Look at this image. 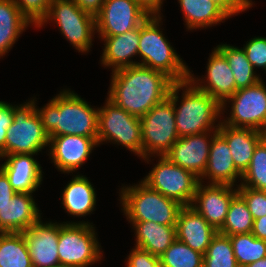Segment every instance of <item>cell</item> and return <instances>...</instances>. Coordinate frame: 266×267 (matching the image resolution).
I'll use <instances>...</instances> for the list:
<instances>
[{"label": "cell", "mask_w": 266, "mask_h": 267, "mask_svg": "<svg viewBox=\"0 0 266 267\" xmlns=\"http://www.w3.org/2000/svg\"><path fill=\"white\" fill-rule=\"evenodd\" d=\"M33 193H17L0 205V232H23L41 217Z\"/></svg>", "instance_id": "603a6c76"}, {"label": "cell", "mask_w": 266, "mask_h": 267, "mask_svg": "<svg viewBox=\"0 0 266 267\" xmlns=\"http://www.w3.org/2000/svg\"><path fill=\"white\" fill-rule=\"evenodd\" d=\"M104 41L101 65L106 69L111 68L112 72L138 65L133 57L138 56L140 26L116 36H98Z\"/></svg>", "instance_id": "44dd1931"}, {"label": "cell", "mask_w": 266, "mask_h": 267, "mask_svg": "<svg viewBox=\"0 0 266 267\" xmlns=\"http://www.w3.org/2000/svg\"><path fill=\"white\" fill-rule=\"evenodd\" d=\"M203 267H239L229 236L217 232L204 254Z\"/></svg>", "instance_id": "d6a6232c"}, {"label": "cell", "mask_w": 266, "mask_h": 267, "mask_svg": "<svg viewBox=\"0 0 266 267\" xmlns=\"http://www.w3.org/2000/svg\"><path fill=\"white\" fill-rule=\"evenodd\" d=\"M252 234L266 241V216H262L254 220Z\"/></svg>", "instance_id": "f6af8a7d"}, {"label": "cell", "mask_w": 266, "mask_h": 267, "mask_svg": "<svg viewBox=\"0 0 266 267\" xmlns=\"http://www.w3.org/2000/svg\"><path fill=\"white\" fill-rule=\"evenodd\" d=\"M209 55L206 75L201 79L189 71V80L222 106L236 92V82L225 56L216 47Z\"/></svg>", "instance_id": "e0dca14e"}, {"label": "cell", "mask_w": 266, "mask_h": 267, "mask_svg": "<svg viewBox=\"0 0 266 267\" xmlns=\"http://www.w3.org/2000/svg\"><path fill=\"white\" fill-rule=\"evenodd\" d=\"M87 178L77 173L64 187L61 204L68 215L84 217L95 211L96 188Z\"/></svg>", "instance_id": "d4e9b609"}, {"label": "cell", "mask_w": 266, "mask_h": 267, "mask_svg": "<svg viewBox=\"0 0 266 267\" xmlns=\"http://www.w3.org/2000/svg\"><path fill=\"white\" fill-rule=\"evenodd\" d=\"M136 236L135 247L160 257L176 240V225H162L151 221H128Z\"/></svg>", "instance_id": "484cf974"}, {"label": "cell", "mask_w": 266, "mask_h": 267, "mask_svg": "<svg viewBox=\"0 0 266 267\" xmlns=\"http://www.w3.org/2000/svg\"><path fill=\"white\" fill-rule=\"evenodd\" d=\"M33 267H52L60 264L58 256L59 223H46L40 218L22 232Z\"/></svg>", "instance_id": "ac0fdd59"}, {"label": "cell", "mask_w": 266, "mask_h": 267, "mask_svg": "<svg viewBox=\"0 0 266 267\" xmlns=\"http://www.w3.org/2000/svg\"><path fill=\"white\" fill-rule=\"evenodd\" d=\"M53 0H13L21 14L35 28L42 22Z\"/></svg>", "instance_id": "d590c367"}, {"label": "cell", "mask_w": 266, "mask_h": 267, "mask_svg": "<svg viewBox=\"0 0 266 267\" xmlns=\"http://www.w3.org/2000/svg\"><path fill=\"white\" fill-rule=\"evenodd\" d=\"M204 255L176 239L160 256L161 267H203Z\"/></svg>", "instance_id": "836d02e7"}, {"label": "cell", "mask_w": 266, "mask_h": 267, "mask_svg": "<svg viewBox=\"0 0 266 267\" xmlns=\"http://www.w3.org/2000/svg\"><path fill=\"white\" fill-rule=\"evenodd\" d=\"M29 25L32 26L13 0H0V59L9 53Z\"/></svg>", "instance_id": "83f0119b"}, {"label": "cell", "mask_w": 266, "mask_h": 267, "mask_svg": "<svg viewBox=\"0 0 266 267\" xmlns=\"http://www.w3.org/2000/svg\"><path fill=\"white\" fill-rule=\"evenodd\" d=\"M49 21L56 23L62 36L78 52H90L96 34L93 15L82 11L73 0H53L48 14L36 28H42Z\"/></svg>", "instance_id": "9c48e42d"}, {"label": "cell", "mask_w": 266, "mask_h": 267, "mask_svg": "<svg viewBox=\"0 0 266 267\" xmlns=\"http://www.w3.org/2000/svg\"><path fill=\"white\" fill-rule=\"evenodd\" d=\"M157 164L141 181L150 189L158 191L164 196L179 202L183 206H190L199 178L192 172L170 162L165 156H158Z\"/></svg>", "instance_id": "7c38bea8"}, {"label": "cell", "mask_w": 266, "mask_h": 267, "mask_svg": "<svg viewBox=\"0 0 266 267\" xmlns=\"http://www.w3.org/2000/svg\"><path fill=\"white\" fill-rule=\"evenodd\" d=\"M218 133L230 148L235 167L243 174L249 167L256 146L264 139L265 133L250 128H238L220 123Z\"/></svg>", "instance_id": "cb8c5ba5"}, {"label": "cell", "mask_w": 266, "mask_h": 267, "mask_svg": "<svg viewBox=\"0 0 266 267\" xmlns=\"http://www.w3.org/2000/svg\"><path fill=\"white\" fill-rule=\"evenodd\" d=\"M82 11H85L94 17L102 9L105 0H73Z\"/></svg>", "instance_id": "7bdbcfd3"}, {"label": "cell", "mask_w": 266, "mask_h": 267, "mask_svg": "<svg viewBox=\"0 0 266 267\" xmlns=\"http://www.w3.org/2000/svg\"><path fill=\"white\" fill-rule=\"evenodd\" d=\"M48 155L55 168L61 173H72L84 165L94 148L97 138L80 135H60L49 137Z\"/></svg>", "instance_id": "5bb4252c"}, {"label": "cell", "mask_w": 266, "mask_h": 267, "mask_svg": "<svg viewBox=\"0 0 266 267\" xmlns=\"http://www.w3.org/2000/svg\"><path fill=\"white\" fill-rule=\"evenodd\" d=\"M243 46L246 57L255 71L257 68H262V70L266 71V37L255 36Z\"/></svg>", "instance_id": "74e56055"}, {"label": "cell", "mask_w": 266, "mask_h": 267, "mask_svg": "<svg viewBox=\"0 0 266 267\" xmlns=\"http://www.w3.org/2000/svg\"><path fill=\"white\" fill-rule=\"evenodd\" d=\"M119 190L121 210L127 221H151L162 225H176L183 205L145 183L124 185Z\"/></svg>", "instance_id": "5b68a950"}, {"label": "cell", "mask_w": 266, "mask_h": 267, "mask_svg": "<svg viewBox=\"0 0 266 267\" xmlns=\"http://www.w3.org/2000/svg\"><path fill=\"white\" fill-rule=\"evenodd\" d=\"M253 223L246 202L237 194L232 199L223 226L218 232L227 236L252 233Z\"/></svg>", "instance_id": "4dcf8cb0"}, {"label": "cell", "mask_w": 266, "mask_h": 267, "mask_svg": "<svg viewBox=\"0 0 266 267\" xmlns=\"http://www.w3.org/2000/svg\"><path fill=\"white\" fill-rule=\"evenodd\" d=\"M176 239L205 254L217 230L191 206H183L177 217Z\"/></svg>", "instance_id": "7402d4cb"}, {"label": "cell", "mask_w": 266, "mask_h": 267, "mask_svg": "<svg viewBox=\"0 0 266 267\" xmlns=\"http://www.w3.org/2000/svg\"><path fill=\"white\" fill-rule=\"evenodd\" d=\"M150 15H162L161 8L164 0H135Z\"/></svg>", "instance_id": "ee69618b"}, {"label": "cell", "mask_w": 266, "mask_h": 267, "mask_svg": "<svg viewBox=\"0 0 266 267\" xmlns=\"http://www.w3.org/2000/svg\"><path fill=\"white\" fill-rule=\"evenodd\" d=\"M242 173L235 167L226 140L217 132L212 139L207 166L199 182L227 184L238 187ZM238 180V182H237ZM240 180V181H239Z\"/></svg>", "instance_id": "ffe728a7"}, {"label": "cell", "mask_w": 266, "mask_h": 267, "mask_svg": "<svg viewBox=\"0 0 266 267\" xmlns=\"http://www.w3.org/2000/svg\"><path fill=\"white\" fill-rule=\"evenodd\" d=\"M37 154H10L0 157L1 170L17 193H34L43 181L42 167L34 158Z\"/></svg>", "instance_id": "d6986e66"}, {"label": "cell", "mask_w": 266, "mask_h": 267, "mask_svg": "<svg viewBox=\"0 0 266 267\" xmlns=\"http://www.w3.org/2000/svg\"><path fill=\"white\" fill-rule=\"evenodd\" d=\"M150 14L135 0H105L95 16L98 36H116L139 27Z\"/></svg>", "instance_id": "4fadbf2b"}, {"label": "cell", "mask_w": 266, "mask_h": 267, "mask_svg": "<svg viewBox=\"0 0 266 267\" xmlns=\"http://www.w3.org/2000/svg\"><path fill=\"white\" fill-rule=\"evenodd\" d=\"M245 267H266V257H264L263 259H260L256 262H253Z\"/></svg>", "instance_id": "bcb514c9"}, {"label": "cell", "mask_w": 266, "mask_h": 267, "mask_svg": "<svg viewBox=\"0 0 266 267\" xmlns=\"http://www.w3.org/2000/svg\"><path fill=\"white\" fill-rule=\"evenodd\" d=\"M163 15H150L140 25L138 65L165 73L174 82L189 79L190 68L166 39L160 28Z\"/></svg>", "instance_id": "277c9868"}, {"label": "cell", "mask_w": 266, "mask_h": 267, "mask_svg": "<svg viewBox=\"0 0 266 267\" xmlns=\"http://www.w3.org/2000/svg\"><path fill=\"white\" fill-rule=\"evenodd\" d=\"M178 3L188 31L207 29L231 18L212 0H178Z\"/></svg>", "instance_id": "4316f807"}, {"label": "cell", "mask_w": 266, "mask_h": 267, "mask_svg": "<svg viewBox=\"0 0 266 267\" xmlns=\"http://www.w3.org/2000/svg\"><path fill=\"white\" fill-rule=\"evenodd\" d=\"M126 259V267H161L160 257L135 246Z\"/></svg>", "instance_id": "f35d334b"}, {"label": "cell", "mask_w": 266, "mask_h": 267, "mask_svg": "<svg viewBox=\"0 0 266 267\" xmlns=\"http://www.w3.org/2000/svg\"><path fill=\"white\" fill-rule=\"evenodd\" d=\"M216 48L225 56L236 82V91L257 84L262 77L249 62L243 48L230 44H219Z\"/></svg>", "instance_id": "f1b7e54d"}, {"label": "cell", "mask_w": 266, "mask_h": 267, "mask_svg": "<svg viewBox=\"0 0 266 267\" xmlns=\"http://www.w3.org/2000/svg\"><path fill=\"white\" fill-rule=\"evenodd\" d=\"M36 97L14 104V118L7 129L5 155L39 154L49 146V135L36 112ZM39 152V153H38Z\"/></svg>", "instance_id": "52a82bcc"}, {"label": "cell", "mask_w": 266, "mask_h": 267, "mask_svg": "<svg viewBox=\"0 0 266 267\" xmlns=\"http://www.w3.org/2000/svg\"><path fill=\"white\" fill-rule=\"evenodd\" d=\"M0 267H33L22 232H0Z\"/></svg>", "instance_id": "f546056e"}, {"label": "cell", "mask_w": 266, "mask_h": 267, "mask_svg": "<svg viewBox=\"0 0 266 267\" xmlns=\"http://www.w3.org/2000/svg\"><path fill=\"white\" fill-rule=\"evenodd\" d=\"M45 131L51 136L80 135L98 137L99 107L91 105L71 89H63L46 105L38 108Z\"/></svg>", "instance_id": "7a4b0ae2"}, {"label": "cell", "mask_w": 266, "mask_h": 267, "mask_svg": "<svg viewBox=\"0 0 266 267\" xmlns=\"http://www.w3.org/2000/svg\"><path fill=\"white\" fill-rule=\"evenodd\" d=\"M181 90L182 99L179 96ZM168 98L173 103L179 137L218 131L222 120V106L207 92L198 89L189 79L174 82Z\"/></svg>", "instance_id": "3957f363"}, {"label": "cell", "mask_w": 266, "mask_h": 267, "mask_svg": "<svg viewBox=\"0 0 266 267\" xmlns=\"http://www.w3.org/2000/svg\"><path fill=\"white\" fill-rule=\"evenodd\" d=\"M105 101L98 112V144L122 145L143 159L140 118L129 114L108 97Z\"/></svg>", "instance_id": "ba28073f"}, {"label": "cell", "mask_w": 266, "mask_h": 267, "mask_svg": "<svg viewBox=\"0 0 266 267\" xmlns=\"http://www.w3.org/2000/svg\"><path fill=\"white\" fill-rule=\"evenodd\" d=\"M15 194L16 191L9 183L8 177L0 170V205L10 202Z\"/></svg>", "instance_id": "b9f144b4"}, {"label": "cell", "mask_w": 266, "mask_h": 267, "mask_svg": "<svg viewBox=\"0 0 266 267\" xmlns=\"http://www.w3.org/2000/svg\"><path fill=\"white\" fill-rule=\"evenodd\" d=\"M143 159L149 164L151 157L164 156L179 139L172 101L167 97L140 117Z\"/></svg>", "instance_id": "30bf717a"}, {"label": "cell", "mask_w": 266, "mask_h": 267, "mask_svg": "<svg viewBox=\"0 0 266 267\" xmlns=\"http://www.w3.org/2000/svg\"><path fill=\"white\" fill-rule=\"evenodd\" d=\"M218 131L179 137L164 155L170 162L192 172L199 179L205 172L213 136Z\"/></svg>", "instance_id": "2e32d148"}, {"label": "cell", "mask_w": 266, "mask_h": 267, "mask_svg": "<svg viewBox=\"0 0 266 267\" xmlns=\"http://www.w3.org/2000/svg\"><path fill=\"white\" fill-rule=\"evenodd\" d=\"M237 192L246 202L253 220L266 216V191L239 185Z\"/></svg>", "instance_id": "8d00e7d4"}, {"label": "cell", "mask_w": 266, "mask_h": 267, "mask_svg": "<svg viewBox=\"0 0 266 267\" xmlns=\"http://www.w3.org/2000/svg\"><path fill=\"white\" fill-rule=\"evenodd\" d=\"M237 187L227 184H203L199 182L191 207L219 231L225 221Z\"/></svg>", "instance_id": "9a60e30c"}, {"label": "cell", "mask_w": 266, "mask_h": 267, "mask_svg": "<svg viewBox=\"0 0 266 267\" xmlns=\"http://www.w3.org/2000/svg\"><path fill=\"white\" fill-rule=\"evenodd\" d=\"M108 98L136 117H143L164 101L174 81L165 73L142 65L111 73Z\"/></svg>", "instance_id": "6da1fadb"}, {"label": "cell", "mask_w": 266, "mask_h": 267, "mask_svg": "<svg viewBox=\"0 0 266 267\" xmlns=\"http://www.w3.org/2000/svg\"><path fill=\"white\" fill-rule=\"evenodd\" d=\"M14 118V105L6 101H0V157L5 156V141L7 129Z\"/></svg>", "instance_id": "ab89813d"}, {"label": "cell", "mask_w": 266, "mask_h": 267, "mask_svg": "<svg viewBox=\"0 0 266 267\" xmlns=\"http://www.w3.org/2000/svg\"><path fill=\"white\" fill-rule=\"evenodd\" d=\"M52 267H73V266L64 265V264H57V265H54Z\"/></svg>", "instance_id": "7dc6e473"}, {"label": "cell", "mask_w": 266, "mask_h": 267, "mask_svg": "<svg viewBox=\"0 0 266 267\" xmlns=\"http://www.w3.org/2000/svg\"><path fill=\"white\" fill-rule=\"evenodd\" d=\"M218 4L230 17L247 11L254 5L252 0H212Z\"/></svg>", "instance_id": "60d3db41"}, {"label": "cell", "mask_w": 266, "mask_h": 267, "mask_svg": "<svg viewBox=\"0 0 266 267\" xmlns=\"http://www.w3.org/2000/svg\"><path fill=\"white\" fill-rule=\"evenodd\" d=\"M92 224L84 220L59 223L58 256L60 264L90 267L102 260V247L99 244L95 226Z\"/></svg>", "instance_id": "8992f818"}, {"label": "cell", "mask_w": 266, "mask_h": 267, "mask_svg": "<svg viewBox=\"0 0 266 267\" xmlns=\"http://www.w3.org/2000/svg\"><path fill=\"white\" fill-rule=\"evenodd\" d=\"M230 237L234 256L239 267H245L266 257V241L252 233L235 234Z\"/></svg>", "instance_id": "1f68e13d"}, {"label": "cell", "mask_w": 266, "mask_h": 267, "mask_svg": "<svg viewBox=\"0 0 266 267\" xmlns=\"http://www.w3.org/2000/svg\"><path fill=\"white\" fill-rule=\"evenodd\" d=\"M227 107L231 109L228 111V117L224 119ZM222 115L221 121L225 125L266 133V85L263 79L253 86L238 89L222 105Z\"/></svg>", "instance_id": "8fae6325"}, {"label": "cell", "mask_w": 266, "mask_h": 267, "mask_svg": "<svg viewBox=\"0 0 266 267\" xmlns=\"http://www.w3.org/2000/svg\"><path fill=\"white\" fill-rule=\"evenodd\" d=\"M239 185L266 191V139L255 148L249 167L242 174Z\"/></svg>", "instance_id": "e575fe53"}]
</instances>
